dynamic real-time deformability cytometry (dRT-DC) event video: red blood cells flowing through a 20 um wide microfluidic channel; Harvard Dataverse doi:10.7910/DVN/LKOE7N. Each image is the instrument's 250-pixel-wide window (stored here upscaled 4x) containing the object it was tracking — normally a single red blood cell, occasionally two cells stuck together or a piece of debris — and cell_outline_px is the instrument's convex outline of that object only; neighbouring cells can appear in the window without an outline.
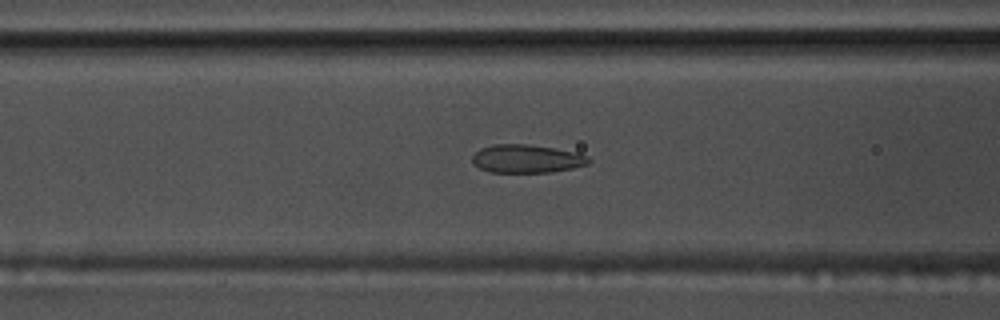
{"species": "common noctule bat (a hibernating species)", "species_latin": "Nyctalus noctula", "temperature_condition": "warm", "stored_images_in_passage": 50, "camera_frame_rate_fps": 3000, "um_per_image_px": 0.085, "animal": {"sex": "male", "body_mass_g": 17.5, "forearm_length_mm": 52.3}, "frame": {"image": 1, "passage_image": 22, "time_ms": 7.0, "image_size_px": [1000, 320], "cell_outline_px": [[592, 160], [588, 164], [572, 168], [552, 172], [492, 172], [480, 168], [472, 164], [472, 156], [480, 148], [492, 144], [528, 144], [556, 148], [576, 152], [588, 156]], "centroid_in_image_um": [44.77, 13.48], "position_along_channel_um": 121.8, "area_um2": 19.31}}
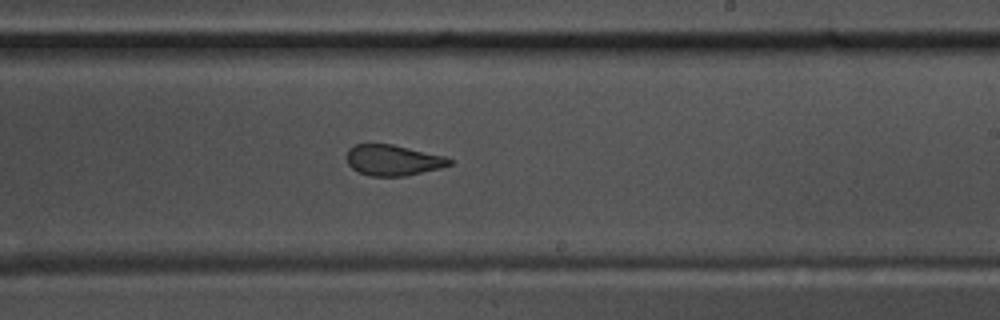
{"frame": {"image": 2, "passage_image": 33, "time_ms": 10.667, "image_size_px": [1000, 320], "cell_outline_px": [[452, 164], [440, 168], [404, 176], [372, 176], [360, 172], [352, 168], [348, 164], [348, 148], [356, 144], [392, 144], [444, 156], [452, 160]], "centroid_in_image_um": [33.41, 13.61], "position_along_channel_um": 255.6, "area_um2": 18.15}}
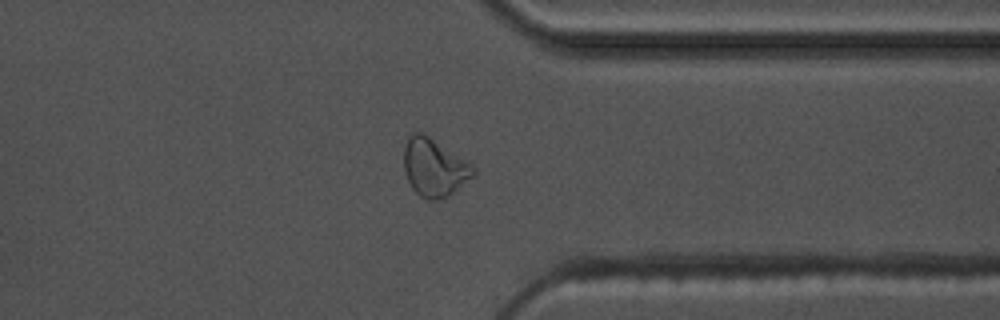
{"frame": {"image": 3, "passage_image": 43, "time_ms": 14.0, "image_size_px": [1000, 320], "cell_outline_px": [[476, 172], [472, 176], [448, 196], [432, 200], [428, 200], [420, 196], [412, 188], [408, 180], [404, 168], [404, 148], [408, 136], [412, 132], [424, 132], [468, 160], [476, 168]], "centroid_in_image_um": [36.91, 14.19], "position_along_channel_um": 374.5, "area_um2": 23.52}, "authors_computed_cell_mechanics": {"area_um2": 20.23, "velocity_mm_per_s": 3.6576, "shape_relaxation_time_tau1_ms": 7.2095, "shape_relaxation_time_tau2_ms": 1.1074, "deformation_change_tau1": 0.1832, "deformation_change_tau2": 0.083}}